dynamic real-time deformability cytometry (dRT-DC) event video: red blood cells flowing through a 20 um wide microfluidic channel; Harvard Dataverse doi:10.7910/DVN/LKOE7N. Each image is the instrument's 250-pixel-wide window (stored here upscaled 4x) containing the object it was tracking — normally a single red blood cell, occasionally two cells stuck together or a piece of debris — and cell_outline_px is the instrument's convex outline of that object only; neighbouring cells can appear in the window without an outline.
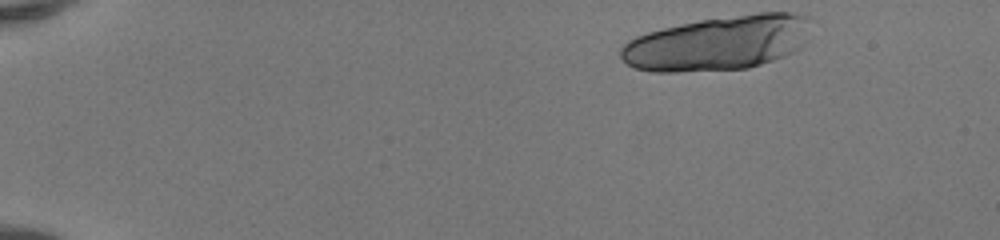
{"species": "human", "species_latin": "Homo sapiens", "temperature_condition": "room temperature", "stored_images_in_passage": 17, "camera_frame_rate_fps": 3000, "um_per_image_px": 0.085, "donor": {"sex": "female"}, "frame": {"image": 1, "passage_image": 1, "time_ms": 0.0, "image_size_px": [1000, 240], "cell_outline_px": [[812, 16], [800, 48], [784, 56], [748, 68], [676, 72], [652, 72], [636, 68], [628, 64], [620, 56], [620, 48], [628, 40], [636, 36], [648, 32], [680, 24], [700, 20], [756, 12], [792, 12]], "centroid_in_image_um": [61.02, 3.65], "position_along_channel_um": 24.0, "area_um2": 60.23}}